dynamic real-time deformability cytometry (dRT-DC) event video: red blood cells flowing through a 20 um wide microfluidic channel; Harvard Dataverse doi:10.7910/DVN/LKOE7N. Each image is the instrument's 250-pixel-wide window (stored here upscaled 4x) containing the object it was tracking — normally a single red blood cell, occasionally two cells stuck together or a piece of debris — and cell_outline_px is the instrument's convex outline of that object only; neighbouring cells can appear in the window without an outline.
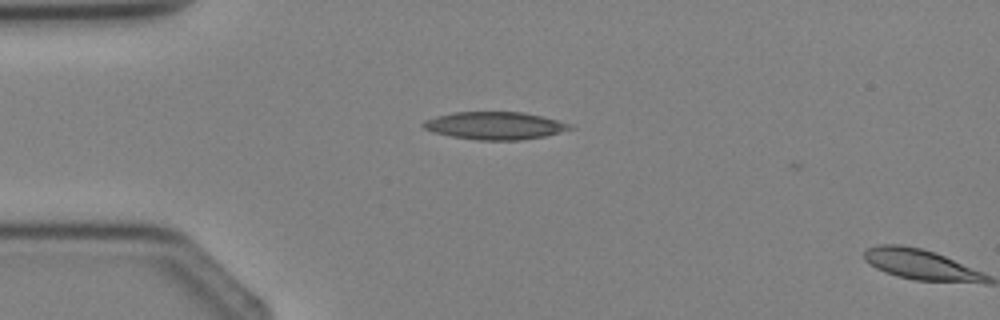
{"species": "Egyptian fruit bat (a non-hibernating species)", "species_latin": "Rousettus aegyptiacus", "temperature_condition": "cold", "stored_images_in_passage": 3, "camera_frame_rate_fps": 3000, "um_per_image_px": 0.085, "animal": {"sex": "female"}, "frame": {"image": 1, "passage_image": 2, "time_ms": 1.333, "image_size_px": [1000, 320], "cell_outline_px": [[576, 128], [544, 136], [524, 140], [476, 140], [452, 136], [432, 132], [424, 128], [420, 124], [424, 120], [436, 116], [452, 112], [524, 112], [572, 124]], "centroid_in_image_um": [42.05, 10.68], "position_along_channel_um": 42.9, "area_um2": 23.7}}